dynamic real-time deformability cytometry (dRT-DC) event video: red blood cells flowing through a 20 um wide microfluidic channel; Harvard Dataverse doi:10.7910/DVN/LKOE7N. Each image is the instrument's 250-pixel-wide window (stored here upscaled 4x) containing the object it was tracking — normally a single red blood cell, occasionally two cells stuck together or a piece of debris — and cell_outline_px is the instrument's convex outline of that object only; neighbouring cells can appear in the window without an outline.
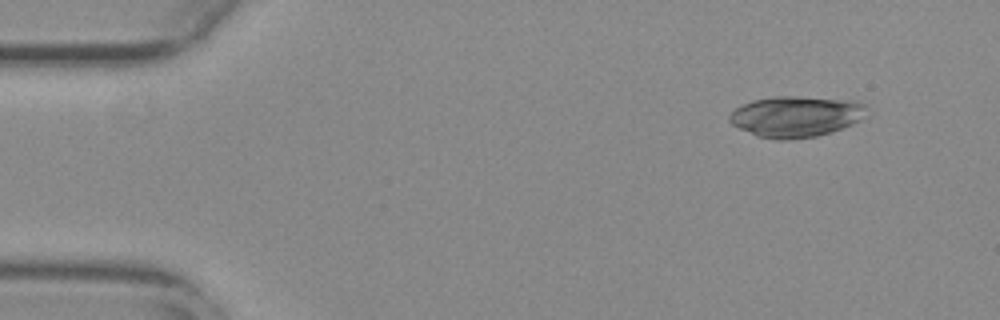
{"species": "common noctule bat (a hibernating species)", "species_latin": "Nyctalus noctula", "temperature_condition": "warm", "stored_images_in_passage": 16, "camera_frame_rate_fps": 3000, "um_per_image_px": 0.085, "animal": {"sex": "female", "body_mass_g": 29.2, "forearm_length_mm": 56.3}, "frame": {"image": 1, "passage_image": 1, "time_ms": 0.0, "image_size_px": [1000, 320], "cell_outline_px": [[864, 104], [860, 120], [852, 124], [832, 132], [816, 136], [792, 140], [776, 140], [756, 136], [732, 124], [728, 120], [728, 116], [736, 108], [752, 100], [776, 96], [792, 96], [856, 100]], "centroid_in_image_um": [67.61, 9.91], "position_along_channel_um": 17.4, "area_um2": 32.6}}